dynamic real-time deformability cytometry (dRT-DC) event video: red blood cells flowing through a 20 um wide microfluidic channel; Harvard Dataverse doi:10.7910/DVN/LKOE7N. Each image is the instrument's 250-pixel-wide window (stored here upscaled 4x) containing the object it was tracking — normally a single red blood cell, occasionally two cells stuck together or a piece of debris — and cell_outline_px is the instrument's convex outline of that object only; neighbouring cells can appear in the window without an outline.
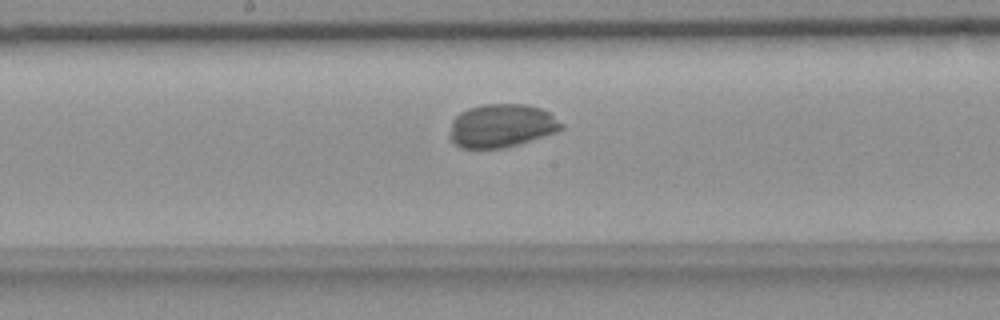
{"species": "common noctule bat (a hibernating species)", "species_latin": "Nyctalus noctula", "temperature_condition": "room temperature", "stored_images_in_passage": 49, "camera_frame_rate_fps": 3000, "um_per_image_px": 0.085, "animal": {"sex": "female", "body_mass_g": 18.4}, "frame": {"image": 1, "passage_image": 23, "time_ms": 7.333, "image_size_px": [1000, 320], "cell_outline_px": [[564, 128], [556, 132], [520, 144], [504, 148], [460, 148], [448, 136], [452, 120], [460, 112], [468, 108], [484, 104], [528, 104], [540, 108], [548, 112], [564, 124]], "centroid_in_image_um": [42.63, 10.69], "position_along_channel_um": 205.6, "area_um2": 28.38}}
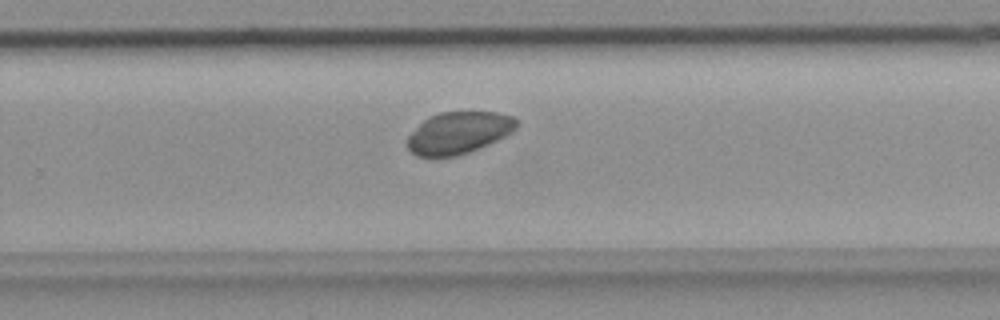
{"frame": {"image": 2, "passage_image": 30, "time_ms": 9.667, "image_size_px": [1000, 320], "cell_outline_px": [[520, 124], [512, 132], [488, 144], [468, 152], [456, 156], [416, 156], [408, 148], [408, 136], [424, 120], [440, 112], [496, 112], [512, 116], [520, 120]], "centroid_in_image_um": [39.03, 11.27], "position_along_channel_um": 290.8, "area_um2": 26.41}}
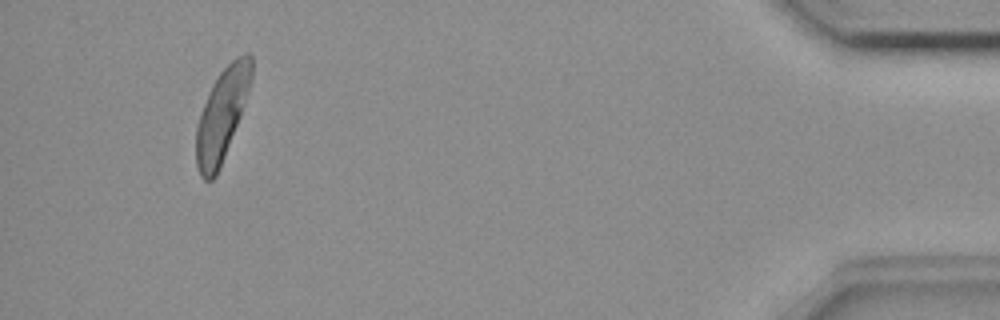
{"frame": {"image": 3, "passage_image": 46, "time_ms": 15.0, "image_size_px": [1000, 320], "cell_outline_px": [[252, 80], [240, 116], [220, 168], [216, 176], [212, 180], [204, 180], [200, 176], [196, 164], [196, 124], [200, 112], [212, 84], [220, 72], [236, 56], [244, 52], [248, 52], [252, 56]], "centroid_in_image_um": [18.86, 9.74], "position_along_channel_um": 416.3, "area_um2": 29.59}, "authors_computed_cell_mechanics": {"area_um2": 29.0156, "velocity_mm_per_s": 3.6564, "shape_relaxation_time_tau1_ms": 4.9134, "shape_relaxation_time_tau2_ms": null, "deformation_change_tau1": 0.1409, "deformation_change_tau2": null}}